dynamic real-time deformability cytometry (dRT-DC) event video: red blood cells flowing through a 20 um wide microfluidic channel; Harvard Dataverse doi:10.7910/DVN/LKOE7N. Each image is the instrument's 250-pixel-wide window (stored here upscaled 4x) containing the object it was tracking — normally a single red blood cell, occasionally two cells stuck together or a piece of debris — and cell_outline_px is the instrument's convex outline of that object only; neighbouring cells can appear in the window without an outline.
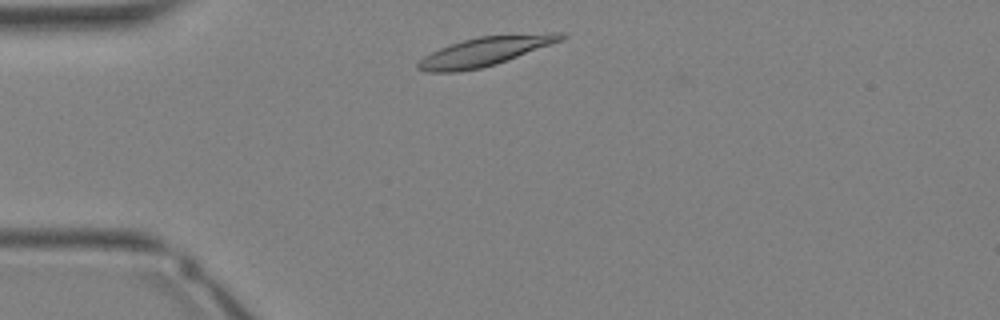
{"species": "Egyptian fruit bat (a non-hibernating species)", "species_latin": "Rousettus aegyptiacus", "temperature_condition": "warm", "stored_images_in_passage": 28, "camera_frame_rate_fps": 3000, "um_per_image_px": 0.085, "animal": {"sex": "female"}, "frame": {"image": 1, "passage_image": 2, "time_ms": 0.333, "image_size_px": [1000, 320], "cell_outline_px": [[568, 36], [564, 40], [496, 64], [480, 68], [456, 72], [428, 72], [416, 68], [416, 64], [424, 56], [440, 48], [464, 40], [480, 36], [548, 32], [564, 32]], "centroid_in_image_um": [41.3, 4.35], "position_along_channel_um": 43.7, "area_um2": 24.16}}
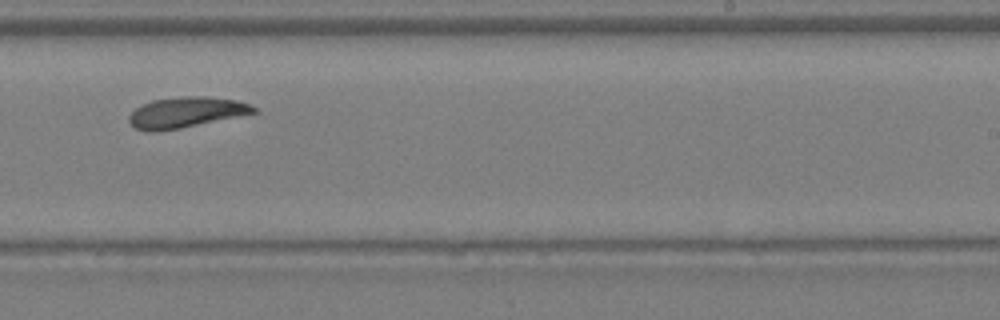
{"frame": {"image": 2, "passage_image": 15, "time_ms": 4.667, "image_size_px": [1000, 320], "cell_outline_px": [[256, 112], [180, 128], [156, 132], [148, 132], [136, 128], [128, 120], [128, 116], [136, 108], [152, 100], [180, 96], [208, 96], [236, 100], [252, 104], [256, 108]], "centroid_in_image_um": [15.79, 9.54], "position_along_channel_um": 273.2, "area_um2": 22.08}}
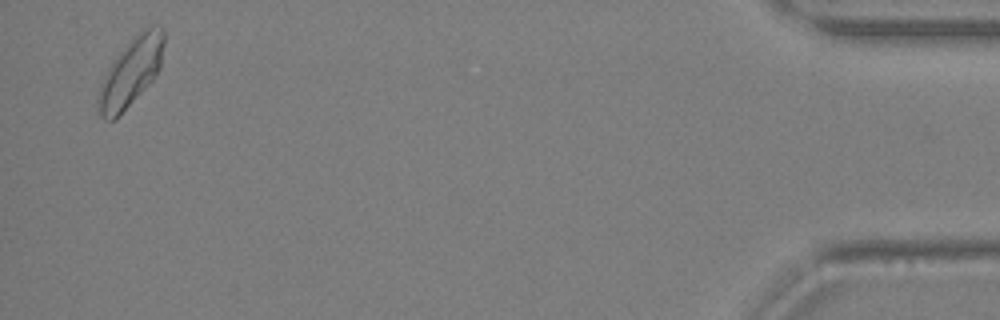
{"frame": {"image": 3, "passage_image": 27, "time_ms": 8.667, "image_size_px": [1000, 320], "cell_outline_px": [[164, 44], [160, 68], [152, 80], [112, 120], [104, 120], [96, 112], [96, 100], [100, 84], [108, 68], [116, 56], [128, 40], [132, 36], [144, 28], [152, 24], [164, 28]], "centroid_in_image_um": [11.1, 6.07], "position_along_channel_um": 424.1, "area_um2": 26.01}}